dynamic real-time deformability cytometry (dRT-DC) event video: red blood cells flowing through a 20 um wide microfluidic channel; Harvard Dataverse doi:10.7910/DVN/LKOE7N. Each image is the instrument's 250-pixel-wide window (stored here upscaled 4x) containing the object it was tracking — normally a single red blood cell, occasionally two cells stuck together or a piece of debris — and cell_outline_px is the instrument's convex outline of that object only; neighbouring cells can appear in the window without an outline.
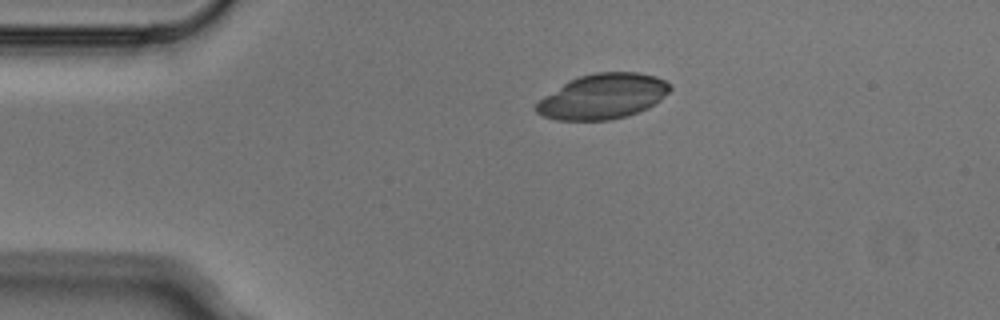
{"species": "Egyptian fruit bat (a non-hibernating species)", "species_latin": "Rousettus aegyptiacus", "temperature_condition": "cold", "stored_images_in_passage": 2, "camera_frame_rate_fps": 3000, "um_per_image_px": 0.085, "animal": {"sex": "male"}, "frame": {"image": 1, "passage_image": 1, "time_ms": 0.0, "image_size_px": [1000, 320], "cell_outline_px": [[672, 88], [660, 100], [648, 108], [628, 116], [608, 120], [556, 120], [544, 116], [536, 112], [536, 104], [544, 96], [568, 80], [580, 76], [596, 72], [640, 72], [656, 76], [672, 84]], "centroid_in_image_um": [51.27, 8.19], "position_along_channel_um": 33.7, "area_um2": 35.26}}